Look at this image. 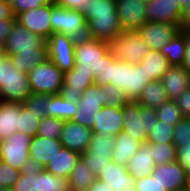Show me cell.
Listing matches in <instances>:
<instances>
[{"label":"cell","instance_id":"cell-1","mask_svg":"<svg viewBox=\"0 0 190 191\" xmlns=\"http://www.w3.org/2000/svg\"><path fill=\"white\" fill-rule=\"evenodd\" d=\"M3 49L18 70L26 73L48 60L47 39L32 33L16 21L3 43Z\"/></svg>","mask_w":190,"mask_h":191},{"label":"cell","instance_id":"cell-2","mask_svg":"<svg viewBox=\"0 0 190 191\" xmlns=\"http://www.w3.org/2000/svg\"><path fill=\"white\" fill-rule=\"evenodd\" d=\"M149 82L141 63L132 64L116 59L111 50L102 56L101 69L94 78V84L98 86L111 84L125 90L133 101L139 98Z\"/></svg>","mask_w":190,"mask_h":191},{"label":"cell","instance_id":"cell-3","mask_svg":"<svg viewBox=\"0 0 190 191\" xmlns=\"http://www.w3.org/2000/svg\"><path fill=\"white\" fill-rule=\"evenodd\" d=\"M84 16L89 38L110 43L124 32L118 21L115 0H88Z\"/></svg>","mask_w":190,"mask_h":191},{"label":"cell","instance_id":"cell-4","mask_svg":"<svg viewBox=\"0 0 190 191\" xmlns=\"http://www.w3.org/2000/svg\"><path fill=\"white\" fill-rule=\"evenodd\" d=\"M31 94L28 74L19 71L8 55L0 56V101L23 104Z\"/></svg>","mask_w":190,"mask_h":191},{"label":"cell","instance_id":"cell-5","mask_svg":"<svg viewBox=\"0 0 190 191\" xmlns=\"http://www.w3.org/2000/svg\"><path fill=\"white\" fill-rule=\"evenodd\" d=\"M51 26L53 33H62L70 38H87V24L84 14L75 9H67L51 0Z\"/></svg>","mask_w":190,"mask_h":191},{"label":"cell","instance_id":"cell-6","mask_svg":"<svg viewBox=\"0 0 190 191\" xmlns=\"http://www.w3.org/2000/svg\"><path fill=\"white\" fill-rule=\"evenodd\" d=\"M110 43L92 38L75 41V66L77 71L94 72V78L102 66V56L110 51Z\"/></svg>","mask_w":190,"mask_h":191},{"label":"cell","instance_id":"cell-7","mask_svg":"<svg viewBox=\"0 0 190 191\" xmlns=\"http://www.w3.org/2000/svg\"><path fill=\"white\" fill-rule=\"evenodd\" d=\"M33 136L25 132H15L1 140L0 160L16 170L24 171L32 167L29 158V146Z\"/></svg>","mask_w":190,"mask_h":191},{"label":"cell","instance_id":"cell-8","mask_svg":"<svg viewBox=\"0 0 190 191\" xmlns=\"http://www.w3.org/2000/svg\"><path fill=\"white\" fill-rule=\"evenodd\" d=\"M28 74L32 94H59L64 73L50 59L35 65Z\"/></svg>","mask_w":190,"mask_h":191},{"label":"cell","instance_id":"cell-9","mask_svg":"<svg viewBox=\"0 0 190 191\" xmlns=\"http://www.w3.org/2000/svg\"><path fill=\"white\" fill-rule=\"evenodd\" d=\"M110 49L116 59L139 64L151 51L138 31H124L110 42Z\"/></svg>","mask_w":190,"mask_h":191},{"label":"cell","instance_id":"cell-10","mask_svg":"<svg viewBox=\"0 0 190 191\" xmlns=\"http://www.w3.org/2000/svg\"><path fill=\"white\" fill-rule=\"evenodd\" d=\"M104 92L101 86L93 84L84 90L81 98L76 103L78 109L71 121L92 128L98 112L104 107Z\"/></svg>","mask_w":190,"mask_h":191},{"label":"cell","instance_id":"cell-11","mask_svg":"<svg viewBox=\"0 0 190 191\" xmlns=\"http://www.w3.org/2000/svg\"><path fill=\"white\" fill-rule=\"evenodd\" d=\"M48 59L63 73L75 66V40L62 33H53L47 39Z\"/></svg>","mask_w":190,"mask_h":191},{"label":"cell","instance_id":"cell-12","mask_svg":"<svg viewBox=\"0 0 190 191\" xmlns=\"http://www.w3.org/2000/svg\"><path fill=\"white\" fill-rule=\"evenodd\" d=\"M115 3L118 21L124 31H137L148 22L143 0H115Z\"/></svg>","mask_w":190,"mask_h":191},{"label":"cell","instance_id":"cell-13","mask_svg":"<svg viewBox=\"0 0 190 191\" xmlns=\"http://www.w3.org/2000/svg\"><path fill=\"white\" fill-rule=\"evenodd\" d=\"M181 30V25L163 22H147L137 31L151 50L160 51L162 47Z\"/></svg>","mask_w":190,"mask_h":191},{"label":"cell","instance_id":"cell-14","mask_svg":"<svg viewBox=\"0 0 190 191\" xmlns=\"http://www.w3.org/2000/svg\"><path fill=\"white\" fill-rule=\"evenodd\" d=\"M51 1L37 9H32L19 13L16 16V22L31 31L32 33L43 36L48 39L52 34Z\"/></svg>","mask_w":190,"mask_h":191},{"label":"cell","instance_id":"cell-15","mask_svg":"<svg viewBox=\"0 0 190 191\" xmlns=\"http://www.w3.org/2000/svg\"><path fill=\"white\" fill-rule=\"evenodd\" d=\"M145 5V14L148 22L181 25L182 9L178 0H150Z\"/></svg>","mask_w":190,"mask_h":191},{"label":"cell","instance_id":"cell-16","mask_svg":"<svg viewBox=\"0 0 190 191\" xmlns=\"http://www.w3.org/2000/svg\"><path fill=\"white\" fill-rule=\"evenodd\" d=\"M94 84V72L72 69L64 73V82L59 94L71 103H77L84 90Z\"/></svg>","mask_w":190,"mask_h":191},{"label":"cell","instance_id":"cell-17","mask_svg":"<svg viewBox=\"0 0 190 191\" xmlns=\"http://www.w3.org/2000/svg\"><path fill=\"white\" fill-rule=\"evenodd\" d=\"M93 131L90 127L73 121H65L60 142L64 148L84 153L89 147Z\"/></svg>","mask_w":190,"mask_h":191},{"label":"cell","instance_id":"cell-18","mask_svg":"<svg viewBox=\"0 0 190 191\" xmlns=\"http://www.w3.org/2000/svg\"><path fill=\"white\" fill-rule=\"evenodd\" d=\"M62 148L60 139L34 136L29 146L32 167L43 169Z\"/></svg>","mask_w":190,"mask_h":191},{"label":"cell","instance_id":"cell-19","mask_svg":"<svg viewBox=\"0 0 190 191\" xmlns=\"http://www.w3.org/2000/svg\"><path fill=\"white\" fill-rule=\"evenodd\" d=\"M151 176L168 191L187 188V171L177 161L157 165Z\"/></svg>","mask_w":190,"mask_h":191},{"label":"cell","instance_id":"cell-20","mask_svg":"<svg viewBox=\"0 0 190 191\" xmlns=\"http://www.w3.org/2000/svg\"><path fill=\"white\" fill-rule=\"evenodd\" d=\"M123 131L130 134L140 143H146L148 136L144 128V107L131 100L122 107Z\"/></svg>","mask_w":190,"mask_h":191},{"label":"cell","instance_id":"cell-21","mask_svg":"<svg viewBox=\"0 0 190 191\" xmlns=\"http://www.w3.org/2000/svg\"><path fill=\"white\" fill-rule=\"evenodd\" d=\"M122 108L114 106H104L98 112L95 123L92 126L93 133L103 134L109 137H115L123 131Z\"/></svg>","mask_w":190,"mask_h":191},{"label":"cell","instance_id":"cell-22","mask_svg":"<svg viewBox=\"0 0 190 191\" xmlns=\"http://www.w3.org/2000/svg\"><path fill=\"white\" fill-rule=\"evenodd\" d=\"M113 188V191H135L136 179L127 171L126 166L114 161L108 162L103 174L98 178Z\"/></svg>","mask_w":190,"mask_h":191},{"label":"cell","instance_id":"cell-23","mask_svg":"<svg viewBox=\"0 0 190 191\" xmlns=\"http://www.w3.org/2000/svg\"><path fill=\"white\" fill-rule=\"evenodd\" d=\"M161 83L169 99L174 100L190 87V73L182 66H170Z\"/></svg>","mask_w":190,"mask_h":191},{"label":"cell","instance_id":"cell-24","mask_svg":"<svg viewBox=\"0 0 190 191\" xmlns=\"http://www.w3.org/2000/svg\"><path fill=\"white\" fill-rule=\"evenodd\" d=\"M156 167L151 155V143H143L137 153L127 162V171L134 179L151 175Z\"/></svg>","mask_w":190,"mask_h":191},{"label":"cell","instance_id":"cell-25","mask_svg":"<svg viewBox=\"0 0 190 191\" xmlns=\"http://www.w3.org/2000/svg\"><path fill=\"white\" fill-rule=\"evenodd\" d=\"M80 160V153L62 148L44 167L47 172L64 178H69L74 166Z\"/></svg>","mask_w":190,"mask_h":191},{"label":"cell","instance_id":"cell-26","mask_svg":"<svg viewBox=\"0 0 190 191\" xmlns=\"http://www.w3.org/2000/svg\"><path fill=\"white\" fill-rule=\"evenodd\" d=\"M114 138L115 145L111 160L119 165L127 166V162L137 153L142 143L124 131L118 133Z\"/></svg>","mask_w":190,"mask_h":191},{"label":"cell","instance_id":"cell-27","mask_svg":"<svg viewBox=\"0 0 190 191\" xmlns=\"http://www.w3.org/2000/svg\"><path fill=\"white\" fill-rule=\"evenodd\" d=\"M23 104L0 101V140L8 138L19 129V115Z\"/></svg>","mask_w":190,"mask_h":191},{"label":"cell","instance_id":"cell-28","mask_svg":"<svg viewBox=\"0 0 190 191\" xmlns=\"http://www.w3.org/2000/svg\"><path fill=\"white\" fill-rule=\"evenodd\" d=\"M168 100V94L162 86L161 80H153L146 84L136 101L143 107L157 109Z\"/></svg>","mask_w":190,"mask_h":191},{"label":"cell","instance_id":"cell-29","mask_svg":"<svg viewBox=\"0 0 190 191\" xmlns=\"http://www.w3.org/2000/svg\"><path fill=\"white\" fill-rule=\"evenodd\" d=\"M140 63L144 66L149 81L161 80L170 67L167 58L157 50H151L147 53V56Z\"/></svg>","mask_w":190,"mask_h":191},{"label":"cell","instance_id":"cell-30","mask_svg":"<svg viewBox=\"0 0 190 191\" xmlns=\"http://www.w3.org/2000/svg\"><path fill=\"white\" fill-rule=\"evenodd\" d=\"M186 50V32L181 30L173 39L166 43L160 52L167 58L170 66H182Z\"/></svg>","mask_w":190,"mask_h":191},{"label":"cell","instance_id":"cell-31","mask_svg":"<svg viewBox=\"0 0 190 191\" xmlns=\"http://www.w3.org/2000/svg\"><path fill=\"white\" fill-rule=\"evenodd\" d=\"M47 107L45 116H52L64 121H71L74 117V113L78 109L76 103H71L60 94L51 95Z\"/></svg>","mask_w":190,"mask_h":191},{"label":"cell","instance_id":"cell-32","mask_svg":"<svg viewBox=\"0 0 190 191\" xmlns=\"http://www.w3.org/2000/svg\"><path fill=\"white\" fill-rule=\"evenodd\" d=\"M96 179L90 168L80 159L68 178L69 189L74 191H87Z\"/></svg>","mask_w":190,"mask_h":191},{"label":"cell","instance_id":"cell-33","mask_svg":"<svg viewBox=\"0 0 190 191\" xmlns=\"http://www.w3.org/2000/svg\"><path fill=\"white\" fill-rule=\"evenodd\" d=\"M68 189L67 178L55 176L44 168H38V191H66Z\"/></svg>","mask_w":190,"mask_h":191},{"label":"cell","instance_id":"cell-34","mask_svg":"<svg viewBox=\"0 0 190 191\" xmlns=\"http://www.w3.org/2000/svg\"><path fill=\"white\" fill-rule=\"evenodd\" d=\"M42 115L35 114L32 109H27L24 105L20 110L18 132H25L30 136H36L40 126Z\"/></svg>","mask_w":190,"mask_h":191},{"label":"cell","instance_id":"cell-35","mask_svg":"<svg viewBox=\"0 0 190 191\" xmlns=\"http://www.w3.org/2000/svg\"><path fill=\"white\" fill-rule=\"evenodd\" d=\"M115 138L99 133H93L87 154L112 155Z\"/></svg>","mask_w":190,"mask_h":191},{"label":"cell","instance_id":"cell-36","mask_svg":"<svg viewBox=\"0 0 190 191\" xmlns=\"http://www.w3.org/2000/svg\"><path fill=\"white\" fill-rule=\"evenodd\" d=\"M64 124V120L45 116L40 120V126L36 136L60 139Z\"/></svg>","mask_w":190,"mask_h":191},{"label":"cell","instance_id":"cell-37","mask_svg":"<svg viewBox=\"0 0 190 191\" xmlns=\"http://www.w3.org/2000/svg\"><path fill=\"white\" fill-rule=\"evenodd\" d=\"M151 155L156 166L169 164L176 161V146L174 143H151Z\"/></svg>","mask_w":190,"mask_h":191},{"label":"cell","instance_id":"cell-38","mask_svg":"<svg viewBox=\"0 0 190 191\" xmlns=\"http://www.w3.org/2000/svg\"><path fill=\"white\" fill-rule=\"evenodd\" d=\"M101 90L104 92V106H114L121 109L126 103L131 101L125 90L111 84L101 86Z\"/></svg>","mask_w":190,"mask_h":191},{"label":"cell","instance_id":"cell-39","mask_svg":"<svg viewBox=\"0 0 190 191\" xmlns=\"http://www.w3.org/2000/svg\"><path fill=\"white\" fill-rule=\"evenodd\" d=\"M157 119L172 126L180 122L184 117L174 100L169 99L156 109Z\"/></svg>","mask_w":190,"mask_h":191},{"label":"cell","instance_id":"cell-40","mask_svg":"<svg viewBox=\"0 0 190 191\" xmlns=\"http://www.w3.org/2000/svg\"><path fill=\"white\" fill-rule=\"evenodd\" d=\"M174 126L158 120L153 127V131L148 135V143H174Z\"/></svg>","mask_w":190,"mask_h":191},{"label":"cell","instance_id":"cell-41","mask_svg":"<svg viewBox=\"0 0 190 191\" xmlns=\"http://www.w3.org/2000/svg\"><path fill=\"white\" fill-rule=\"evenodd\" d=\"M12 189L14 191H38V168L31 167L22 171Z\"/></svg>","mask_w":190,"mask_h":191},{"label":"cell","instance_id":"cell-42","mask_svg":"<svg viewBox=\"0 0 190 191\" xmlns=\"http://www.w3.org/2000/svg\"><path fill=\"white\" fill-rule=\"evenodd\" d=\"M80 159L90 168L93 175L99 178L103 174L108 162L111 161V155L87 154L84 152L80 153Z\"/></svg>","mask_w":190,"mask_h":191},{"label":"cell","instance_id":"cell-43","mask_svg":"<svg viewBox=\"0 0 190 191\" xmlns=\"http://www.w3.org/2000/svg\"><path fill=\"white\" fill-rule=\"evenodd\" d=\"M50 94H31L23 103L27 109H32V112L45 117Z\"/></svg>","mask_w":190,"mask_h":191},{"label":"cell","instance_id":"cell-44","mask_svg":"<svg viewBox=\"0 0 190 191\" xmlns=\"http://www.w3.org/2000/svg\"><path fill=\"white\" fill-rule=\"evenodd\" d=\"M21 171L14 169L4 161L0 160V186L12 188L19 180Z\"/></svg>","mask_w":190,"mask_h":191},{"label":"cell","instance_id":"cell-45","mask_svg":"<svg viewBox=\"0 0 190 191\" xmlns=\"http://www.w3.org/2000/svg\"><path fill=\"white\" fill-rule=\"evenodd\" d=\"M173 138L174 145H184L190 142V122L187 118H183L174 125Z\"/></svg>","mask_w":190,"mask_h":191},{"label":"cell","instance_id":"cell-46","mask_svg":"<svg viewBox=\"0 0 190 191\" xmlns=\"http://www.w3.org/2000/svg\"><path fill=\"white\" fill-rule=\"evenodd\" d=\"M51 0H14L11 3L14 16L16 17L19 13L37 9L48 4Z\"/></svg>","mask_w":190,"mask_h":191},{"label":"cell","instance_id":"cell-47","mask_svg":"<svg viewBox=\"0 0 190 191\" xmlns=\"http://www.w3.org/2000/svg\"><path fill=\"white\" fill-rule=\"evenodd\" d=\"M135 191H168L151 175L136 179Z\"/></svg>","mask_w":190,"mask_h":191},{"label":"cell","instance_id":"cell-48","mask_svg":"<svg viewBox=\"0 0 190 191\" xmlns=\"http://www.w3.org/2000/svg\"><path fill=\"white\" fill-rule=\"evenodd\" d=\"M176 146V161L188 172L190 171V142Z\"/></svg>","mask_w":190,"mask_h":191},{"label":"cell","instance_id":"cell-49","mask_svg":"<svg viewBox=\"0 0 190 191\" xmlns=\"http://www.w3.org/2000/svg\"><path fill=\"white\" fill-rule=\"evenodd\" d=\"M176 104L181 110L184 118L190 116V87L181 93L176 99H174Z\"/></svg>","mask_w":190,"mask_h":191},{"label":"cell","instance_id":"cell-50","mask_svg":"<svg viewBox=\"0 0 190 191\" xmlns=\"http://www.w3.org/2000/svg\"><path fill=\"white\" fill-rule=\"evenodd\" d=\"M158 122L156 109L144 107V123L145 128L144 131L148 136L152 131L155 123Z\"/></svg>","mask_w":190,"mask_h":191},{"label":"cell","instance_id":"cell-51","mask_svg":"<svg viewBox=\"0 0 190 191\" xmlns=\"http://www.w3.org/2000/svg\"><path fill=\"white\" fill-rule=\"evenodd\" d=\"M54 2L67 9H75L84 14V6L87 5L88 0H54Z\"/></svg>","mask_w":190,"mask_h":191},{"label":"cell","instance_id":"cell-52","mask_svg":"<svg viewBox=\"0 0 190 191\" xmlns=\"http://www.w3.org/2000/svg\"><path fill=\"white\" fill-rule=\"evenodd\" d=\"M16 19L14 16L12 6L5 0H0V20Z\"/></svg>","mask_w":190,"mask_h":191},{"label":"cell","instance_id":"cell-53","mask_svg":"<svg viewBox=\"0 0 190 191\" xmlns=\"http://www.w3.org/2000/svg\"><path fill=\"white\" fill-rule=\"evenodd\" d=\"M16 19L11 20H0V42L3 44L10 34L11 27L13 26Z\"/></svg>","mask_w":190,"mask_h":191},{"label":"cell","instance_id":"cell-54","mask_svg":"<svg viewBox=\"0 0 190 191\" xmlns=\"http://www.w3.org/2000/svg\"><path fill=\"white\" fill-rule=\"evenodd\" d=\"M87 191H113V188L97 178L96 181L87 189Z\"/></svg>","mask_w":190,"mask_h":191},{"label":"cell","instance_id":"cell-55","mask_svg":"<svg viewBox=\"0 0 190 191\" xmlns=\"http://www.w3.org/2000/svg\"><path fill=\"white\" fill-rule=\"evenodd\" d=\"M182 67L185 68L190 73V36L187 33H186L185 57Z\"/></svg>","mask_w":190,"mask_h":191},{"label":"cell","instance_id":"cell-56","mask_svg":"<svg viewBox=\"0 0 190 191\" xmlns=\"http://www.w3.org/2000/svg\"><path fill=\"white\" fill-rule=\"evenodd\" d=\"M188 25H190V3L182 9L181 15V28L184 30Z\"/></svg>","mask_w":190,"mask_h":191},{"label":"cell","instance_id":"cell-57","mask_svg":"<svg viewBox=\"0 0 190 191\" xmlns=\"http://www.w3.org/2000/svg\"><path fill=\"white\" fill-rule=\"evenodd\" d=\"M178 2H179L181 9H183L184 7H186L188 5V3H190V0H178Z\"/></svg>","mask_w":190,"mask_h":191},{"label":"cell","instance_id":"cell-58","mask_svg":"<svg viewBox=\"0 0 190 191\" xmlns=\"http://www.w3.org/2000/svg\"><path fill=\"white\" fill-rule=\"evenodd\" d=\"M187 187L190 189V171L187 172Z\"/></svg>","mask_w":190,"mask_h":191},{"label":"cell","instance_id":"cell-59","mask_svg":"<svg viewBox=\"0 0 190 191\" xmlns=\"http://www.w3.org/2000/svg\"><path fill=\"white\" fill-rule=\"evenodd\" d=\"M4 55L3 44L0 42V56Z\"/></svg>","mask_w":190,"mask_h":191},{"label":"cell","instance_id":"cell-60","mask_svg":"<svg viewBox=\"0 0 190 191\" xmlns=\"http://www.w3.org/2000/svg\"><path fill=\"white\" fill-rule=\"evenodd\" d=\"M184 31L190 36V25H188Z\"/></svg>","mask_w":190,"mask_h":191},{"label":"cell","instance_id":"cell-61","mask_svg":"<svg viewBox=\"0 0 190 191\" xmlns=\"http://www.w3.org/2000/svg\"><path fill=\"white\" fill-rule=\"evenodd\" d=\"M3 191H14L12 188H4Z\"/></svg>","mask_w":190,"mask_h":191},{"label":"cell","instance_id":"cell-62","mask_svg":"<svg viewBox=\"0 0 190 191\" xmlns=\"http://www.w3.org/2000/svg\"><path fill=\"white\" fill-rule=\"evenodd\" d=\"M178 191H190V189L187 187V188H185V189H180V190H178Z\"/></svg>","mask_w":190,"mask_h":191},{"label":"cell","instance_id":"cell-63","mask_svg":"<svg viewBox=\"0 0 190 191\" xmlns=\"http://www.w3.org/2000/svg\"><path fill=\"white\" fill-rule=\"evenodd\" d=\"M5 1L11 4L14 0H5Z\"/></svg>","mask_w":190,"mask_h":191},{"label":"cell","instance_id":"cell-64","mask_svg":"<svg viewBox=\"0 0 190 191\" xmlns=\"http://www.w3.org/2000/svg\"><path fill=\"white\" fill-rule=\"evenodd\" d=\"M3 190H4V188L2 186H0V191H3Z\"/></svg>","mask_w":190,"mask_h":191}]
</instances>
